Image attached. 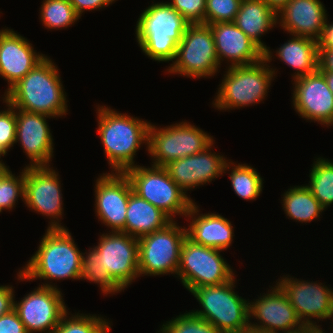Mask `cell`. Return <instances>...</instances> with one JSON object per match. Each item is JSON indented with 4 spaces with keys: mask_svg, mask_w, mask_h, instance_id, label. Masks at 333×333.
Returning a JSON list of instances; mask_svg holds the SVG:
<instances>
[{
    "mask_svg": "<svg viewBox=\"0 0 333 333\" xmlns=\"http://www.w3.org/2000/svg\"><path fill=\"white\" fill-rule=\"evenodd\" d=\"M58 70L50 57L46 56L6 92V102L15 109L52 118L66 115L67 95Z\"/></svg>",
    "mask_w": 333,
    "mask_h": 333,
    "instance_id": "cell-1",
    "label": "cell"
},
{
    "mask_svg": "<svg viewBox=\"0 0 333 333\" xmlns=\"http://www.w3.org/2000/svg\"><path fill=\"white\" fill-rule=\"evenodd\" d=\"M97 132L111 172L124 173L136 166L134 158L142 144L148 145L150 122L119 113L106 106L97 107Z\"/></svg>",
    "mask_w": 333,
    "mask_h": 333,
    "instance_id": "cell-2",
    "label": "cell"
},
{
    "mask_svg": "<svg viewBox=\"0 0 333 333\" xmlns=\"http://www.w3.org/2000/svg\"><path fill=\"white\" fill-rule=\"evenodd\" d=\"M74 242L67 228L47 229L35 254L17 273V279L80 280L83 252Z\"/></svg>",
    "mask_w": 333,
    "mask_h": 333,
    "instance_id": "cell-3",
    "label": "cell"
},
{
    "mask_svg": "<svg viewBox=\"0 0 333 333\" xmlns=\"http://www.w3.org/2000/svg\"><path fill=\"white\" fill-rule=\"evenodd\" d=\"M188 25L168 2L153 3L138 18L135 27L138 45L151 60L173 61Z\"/></svg>",
    "mask_w": 333,
    "mask_h": 333,
    "instance_id": "cell-4",
    "label": "cell"
},
{
    "mask_svg": "<svg viewBox=\"0 0 333 333\" xmlns=\"http://www.w3.org/2000/svg\"><path fill=\"white\" fill-rule=\"evenodd\" d=\"M273 53L268 47L264 58L259 62L228 67L222 83L219 85L217 96L212 103L218 110H232L244 106L260 104L267 96L275 68H270Z\"/></svg>",
    "mask_w": 333,
    "mask_h": 333,
    "instance_id": "cell-5",
    "label": "cell"
},
{
    "mask_svg": "<svg viewBox=\"0 0 333 333\" xmlns=\"http://www.w3.org/2000/svg\"><path fill=\"white\" fill-rule=\"evenodd\" d=\"M235 276L220 285L201 286L191 293L203 309L191 311L222 333H240L249 326V301L235 292Z\"/></svg>",
    "mask_w": 333,
    "mask_h": 333,
    "instance_id": "cell-6",
    "label": "cell"
},
{
    "mask_svg": "<svg viewBox=\"0 0 333 333\" xmlns=\"http://www.w3.org/2000/svg\"><path fill=\"white\" fill-rule=\"evenodd\" d=\"M133 192L162 210L173 221L177 214L186 215L194 201L170 178L165 167L136 165L127 169Z\"/></svg>",
    "mask_w": 333,
    "mask_h": 333,
    "instance_id": "cell-7",
    "label": "cell"
},
{
    "mask_svg": "<svg viewBox=\"0 0 333 333\" xmlns=\"http://www.w3.org/2000/svg\"><path fill=\"white\" fill-rule=\"evenodd\" d=\"M215 140L190 122L165 127L150 124L147 151L154 160L151 165L165 167L177 159L204 151Z\"/></svg>",
    "mask_w": 333,
    "mask_h": 333,
    "instance_id": "cell-8",
    "label": "cell"
},
{
    "mask_svg": "<svg viewBox=\"0 0 333 333\" xmlns=\"http://www.w3.org/2000/svg\"><path fill=\"white\" fill-rule=\"evenodd\" d=\"M168 73L189 78L214 76L220 68L215 51L214 37L209 25L189 24L178 43Z\"/></svg>",
    "mask_w": 333,
    "mask_h": 333,
    "instance_id": "cell-9",
    "label": "cell"
},
{
    "mask_svg": "<svg viewBox=\"0 0 333 333\" xmlns=\"http://www.w3.org/2000/svg\"><path fill=\"white\" fill-rule=\"evenodd\" d=\"M221 251L185 238L180 250L177 277L189 292L196 287L226 283L235 276L230 265L220 255Z\"/></svg>",
    "mask_w": 333,
    "mask_h": 333,
    "instance_id": "cell-10",
    "label": "cell"
},
{
    "mask_svg": "<svg viewBox=\"0 0 333 333\" xmlns=\"http://www.w3.org/2000/svg\"><path fill=\"white\" fill-rule=\"evenodd\" d=\"M177 224L174 220L138 239L139 276L177 275L180 250L187 237L186 228Z\"/></svg>",
    "mask_w": 333,
    "mask_h": 333,
    "instance_id": "cell-11",
    "label": "cell"
},
{
    "mask_svg": "<svg viewBox=\"0 0 333 333\" xmlns=\"http://www.w3.org/2000/svg\"><path fill=\"white\" fill-rule=\"evenodd\" d=\"M21 299L17 302L14 297L13 309L28 333H53L62 316L68 311L62 292L49 282L39 284V287Z\"/></svg>",
    "mask_w": 333,
    "mask_h": 333,
    "instance_id": "cell-12",
    "label": "cell"
},
{
    "mask_svg": "<svg viewBox=\"0 0 333 333\" xmlns=\"http://www.w3.org/2000/svg\"><path fill=\"white\" fill-rule=\"evenodd\" d=\"M59 174L53 167H25L24 202L38 214L49 217L47 229H65L59 223L63 216V201Z\"/></svg>",
    "mask_w": 333,
    "mask_h": 333,
    "instance_id": "cell-13",
    "label": "cell"
},
{
    "mask_svg": "<svg viewBox=\"0 0 333 333\" xmlns=\"http://www.w3.org/2000/svg\"><path fill=\"white\" fill-rule=\"evenodd\" d=\"M278 280L276 284L287 296L303 325L320 326L317 325L318 321L333 318V288L330 289L317 281H300L289 275H283ZM314 319H317V322Z\"/></svg>",
    "mask_w": 333,
    "mask_h": 333,
    "instance_id": "cell-14",
    "label": "cell"
},
{
    "mask_svg": "<svg viewBox=\"0 0 333 333\" xmlns=\"http://www.w3.org/2000/svg\"><path fill=\"white\" fill-rule=\"evenodd\" d=\"M102 269L124 290L139 277L138 239L123 232L104 233L98 245Z\"/></svg>",
    "mask_w": 333,
    "mask_h": 333,
    "instance_id": "cell-15",
    "label": "cell"
},
{
    "mask_svg": "<svg viewBox=\"0 0 333 333\" xmlns=\"http://www.w3.org/2000/svg\"><path fill=\"white\" fill-rule=\"evenodd\" d=\"M95 213L111 232L125 228L129 195L133 191L125 173H103L95 182Z\"/></svg>",
    "mask_w": 333,
    "mask_h": 333,
    "instance_id": "cell-16",
    "label": "cell"
},
{
    "mask_svg": "<svg viewBox=\"0 0 333 333\" xmlns=\"http://www.w3.org/2000/svg\"><path fill=\"white\" fill-rule=\"evenodd\" d=\"M293 84L292 102L299 116L330 126L333 123V93L323 74L316 70L295 78Z\"/></svg>",
    "mask_w": 333,
    "mask_h": 333,
    "instance_id": "cell-17",
    "label": "cell"
},
{
    "mask_svg": "<svg viewBox=\"0 0 333 333\" xmlns=\"http://www.w3.org/2000/svg\"><path fill=\"white\" fill-rule=\"evenodd\" d=\"M251 318L258 323L249 321V326L266 333L289 332L304 326L277 284L254 302L249 301V320Z\"/></svg>",
    "mask_w": 333,
    "mask_h": 333,
    "instance_id": "cell-18",
    "label": "cell"
},
{
    "mask_svg": "<svg viewBox=\"0 0 333 333\" xmlns=\"http://www.w3.org/2000/svg\"><path fill=\"white\" fill-rule=\"evenodd\" d=\"M47 118L51 116L16 109V143L30 159L31 167L50 166L53 138Z\"/></svg>",
    "mask_w": 333,
    "mask_h": 333,
    "instance_id": "cell-19",
    "label": "cell"
},
{
    "mask_svg": "<svg viewBox=\"0 0 333 333\" xmlns=\"http://www.w3.org/2000/svg\"><path fill=\"white\" fill-rule=\"evenodd\" d=\"M213 144L214 142L202 152L177 159L165 166L170 178L185 193L223 175L228 160L224 155L211 152Z\"/></svg>",
    "mask_w": 333,
    "mask_h": 333,
    "instance_id": "cell-20",
    "label": "cell"
},
{
    "mask_svg": "<svg viewBox=\"0 0 333 333\" xmlns=\"http://www.w3.org/2000/svg\"><path fill=\"white\" fill-rule=\"evenodd\" d=\"M45 57L13 29L0 30V76L8 82L5 93Z\"/></svg>",
    "mask_w": 333,
    "mask_h": 333,
    "instance_id": "cell-21",
    "label": "cell"
},
{
    "mask_svg": "<svg viewBox=\"0 0 333 333\" xmlns=\"http://www.w3.org/2000/svg\"><path fill=\"white\" fill-rule=\"evenodd\" d=\"M219 65L230 62L229 67L248 65L264 58V51L251 40L234 22L209 24Z\"/></svg>",
    "mask_w": 333,
    "mask_h": 333,
    "instance_id": "cell-22",
    "label": "cell"
},
{
    "mask_svg": "<svg viewBox=\"0 0 333 333\" xmlns=\"http://www.w3.org/2000/svg\"><path fill=\"white\" fill-rule=\"evenodd\" d=\"M326 12L320 0H289L277 13L278 24L292 36L318 41L328 19Z\"/></svg>",
    "mask_w": 333,
    "mask_h": 333,
    "instance_id": "cell-23",
    "label": "cell"
},
{
    "mask_svg": "<svg viewBox=\"0 0 333 333\" xmlns=\"http://www.w3.org/2000/svg\"><path fill=\"white\" fill-rule=\"evenodd\" d=\"M197 204L194 202L185 215L191 218L189 228H186L187 237L194 243L227 250L233 242L234 230L231 222L216 213L199 214Z\"/></svg>",
    "mask_w": 333,
    "mask_h": 333,
    "instance_id": "cell-24",
    "label": "cell"
},
{
    "mask_svg": "<svg viewBox=\"0 0 333 333\" xmlns=\"http://www.w3.org/2000/svg\"><path fill=\"white\" fill-rule=\"evenodd\" d=\"M173 220L133 191L129 195L123 233L137 239L166 227Z\"/></svg>",
    "mask_w": 333,
    "mask_h": 333,
    "instance_id": "cell-25",
    "label": "cell"
},
{
    "mask_svg": "<svg viewBox=\"0 0 333 333\" xmlns=\"http://www.w3.org/2000/svg\"><path fill=\"white\" fill-rule=\"evenodd\" d=\"M234 23L265 51L268 47L261 41V36L278 24V18L263 0H242Z\"/></svg>",
    "mask_w": 333,
    "mask_h": 333,
    "instance_id": "cell-26",
    "label": "cell"
},
{
    "mask_svg": "<svg viewBox=\"0 0 333 333\" xmlns=\"http://www.w3.org/2000/svg\"><path fill=\"white\" fill-rule=\"evenodd\" d=\"M287 41L275 52L280 61L295 69L293 79L318 70L320 54L317 40L293 35Z\"/></svg>",
    "mask_w": 333,
    "mask_h": 333,
    "instance_id": "cell-27",
    "label": "cell"
},
{
    "mask_svg": "<svg viewBox=\"0 0 333 333\" xmlns=\"http://www.w3.org/2000/svg\"><path fill=\"white\" fill-rule=\"evenodd\" d=\"M282 199L285 214L297 222L309 223L319 219L325 210L306 185L289 188Z\"/></svg>",
    "mask_w": 333,
    "mask_h": 333,
    "instance_id": "cell-28",
    "label": "cell"
},
{
    "mask_svg": "<svg viewBox=\"0 0 333 333\" xmlns=\"http://www.w3.org/2000/svg\"><path fill=\"white\" fill-rule=\"evenodd\" d=\"M232 165V166H231ZM232 168L229 178L235 194L244 200H255L263 189V178L255 168L246 164H235L229 160L224 167V173Z\"/></svg>",
    "mask_w": 333,
    "mask_h": 333,
    "instance_id": "cell-29",
    "label": "cell"
},
{
    "mask_svg": "<svg viewBox=\"0 0 333 333\" xmlns=\"http://www.w3.org/2000/svg\"><path fill=\"white\" fill-rule=\"evenodd\" d=\"M316 159L311 166L310 181L306 186L326 210L333 203V162L323 157Z\"/></svg>",
    "mask_w": 333,
    "mask_h": 333,
    "instance_id": "cell-30",
    "label": "cell"
},
{
    "mask_svg": "<svg viewBox=\"0 0 333 333\" xmlns=\"http://www.w3.org/2000/svg\"><path fill=\"white\" fill-rule=\"evenodd\" d=\"M86 254V255H85ZM80 279L97 283L106 296L121 292L123 289L111 278L108 271L102 269L96 248H90L82 255Z\"/></svg>",
    "mask_w": 333,
    "mask_h": 333,
    "instance_id": "cell-31",
    "label": "cell"
},
{
    "mask_svg": "<svg viewBox=\"0 0 333 333\" xmlns=\"http://www.w3.org/2000/svg\"><path fill=\"white\" fill-rule=\"evenodd\" d=\"M41 22L48 29H62L73 25L80 18L70 0H43Z\"/></svg>",
    "mask_w": 333,
    "mask_h": 333,
    "instance_id": "cell-32",
    "label": "cell"
},
{
    "mask_svg": "<svg viewBox=\"0 0 333 333\" xmlns=\"http://www.w3.org/2000/svg\"><path fill=\"white\" fill-rule=\"evenodd\" d=\"M68 315L70 314L67 311L53 333H109L111 330L110 322L96 314Z\"/></svg>",
    "mask_w": 333,
    "mask_h": 333,
    "instance_id": "cell-33",
    "label": "cell"
},
{
    "mask_svg": "<svg viewBox=\"0 0 333 333\" xmlns=\"http://www.w3.org/2000/svg\"><path fill=\"white\" fill-rule=\"evenodd\" d=\"M160 333H222L214 325L207 322L205 319L187 312L176 316V318L166 321Z\"/></svg>",
    "mask_w": 333,
    "mask_h": 333,
    "instance_id": "cell-34",
    "label": "cell"
},
{
    "mask_svg": "<svg viewBox=\"0 0 333 333\" xmlns=\"http://www.w3.org/2000/svg\"><path fill=\"white\" fill-rule=\"evenodd\" d=\"M24 191L25 167L17 177L10 171L0 182V213L15 207L18 197L24 202Z\"/></svg>",
    "mask_w": 333,
    "mask_h": 333,
    "instance_id": "cell-35",
    "label": "cell"
},
{
    "mask_svg": "<svg viewBox=\"0 0 333 333\" xmlns=\"http://www.w3.org/2000/svg\"><path fill=\"white\" fill-rule=\"evenodd\" d=\"M242 0H206L205 25L234 22Z\"/></svg>",
    "mask_w": 333,
    "mask_h": 333,
    "instance_id": "cell-36",
    "label": "cell"
},
{
    "mask_svg": "<svg viewBox=\"0 0 333 333\" xmlns=\"http://www.w3.org/2000/svg\"><path fill=\"white\" fill-rule=\"evenodd\" d=\"M3 96V103L8 108L0 110V154L5 156L16 143V109L6 102V93Z\"/></svg>",
    "mask_w": 333,
    "mask_h": 333,
    "instance_id": "cell-37",
    "label": "cell"
},
{
    "mask_svg": "<svg viewBox=\"0 0 333 333\" xmlns=\"http://www.w3.org/2000/svg\"><path fill=\"white\" fill-rule=\"evenodd\" d=\"M168 4L189 24H205L206 0H172Z\"/></svg>",
    "mask_w": 333,
    "mask_h": 333,
    "instance_id": "cell-38",
    "label": "cell"
},
{
    "mask_svg": "<svg viewBox=\"0 0 333 333\" xmlns=\"http://www.w3.org/2000/svg\"><path fill=\"white\" fill-rule=\"evenodd\" d=\"M0 333H28L17 312L12 309L0 316Z\"/></svg>",
    "mask_w": 333,
    "mask_h": 333,
    "instance_id": "cell-39",
    "label": "cell"
},
{
    "mask_svg": "<svg viewBox=\"0 0 333 333\" xmlns=\"http://www.w3.org/2000/svg\"><path fill=\"white\" fill-rule=\"evenodd\" d=\"M114 2L115 0H70V3L79 17H81L85 10L91 11L102 9L104 6L107 7Z\"/></svg>",
    "mask_w": 333,
    "mask_h": 333,
    "instance_id": "cell-40",
    "label": "cell"
},
{
    "mask_svg": "<svg viewBox=\"0 0 333 333\" xmlns=\"http://www.w3.org/2000/svg\"><path fill=\"white\" fill-rule=\"evenodd\" d=\"M14 297L12 285L0 286V316L9 313L14 308Z\"/></svg>",
    "mask_w": 333,
    "mask_h": 333,
    "instance_id": "cell-41",
    "label": "cell"
},
{
    "mask_svg": "<svg viewBox=\"0 0 333 333\" xmlns=\"http://www.w3.org/2000/svg\"><path fill=\"white\" fill-rule=\"evenodd\" d=\"M326 19L325 27L323 28L322 36L318 40L319 50H333V23L327 22Z\"/></svg>",
    "mask_w": 333,
    "mask_h": 333,
    "instance_id": "cell-42",
    "label": "cell"
},
{
    "mask_svg": "<svg viewBox=\"0 0 333 333\" xmlns=\"http://www.w3.org/2000/svg\"><path fill=\"white\" fill-rule=\"evenodd\" d=\"M319 71L333 72V50H319Z\"/></svg>",
    "mask_w": 333,
    "mask_h": 333,
    "instance_id": "cell-43",
    "label": "cell"
},
{
    "mask_svg": "<svg viewBox=\"0 0 333 333\" xmlns=\"http://www.w3.org/2000/svg\"><path fill=\"white\" fill-rule=\"evenodd\" d=\"M268 6H270L276 13H278L289 0H263Z\"/></svg>",
    "mask_w": 333,
    "mask_h": 333,
    "instance_id": "cell-44",
    "label": "cell"
},
{
    "mask_svg": "<svg viewBox=\"0 0 333 333\" xmlns=\"http://www.w3.org/2000/svg\"><path fill=\"white\" fill-rule=\"evenodd\" d=\"M320 72L323 74L327 82V85L329 87V90L333 93V72L331 71H320Z\"/></svg>",
    "mask_w": 333,
    "mask_h": 333,
    "instance_id": "cell-45",
    "label": "cell"
},
{
    "mask_svg": "<svg viewBox=\"0 0 333 333\" xmlns=\"http://www.w3.org/2000/svg\"><path fill=\"white\" fill-rule=\"evenodd\" d=\"M8 166H6L4 163L0 165V182L2 179L10 172Z\"/></svg>",
    "mask_w": 333,
    "mask_h": 333,
    "instance_id": "cell-46",
    "label": "cell"
},
{
    "mask_svg": "<svg viewBox=\"0 0 333 333\" xmlns=\"http://www.w3.org/2000/svg\"><path fill=\"white\" fill-rule=\"evenodd\" d=\"M320 326H306V333H326Z\"/></svg>",
    "mask_w": 333,
    "mask_h": 333,
    "instance_id": "cell-47",
    "label": "cell"
},
{
    "mask_svg": "<svg viewBox=\"0 0 333 333\" xmlns=\"http://www.w3.org/2000/svg\"><path fill=\"white\" fill-rule=\"evenodd\" d=\"M240 333H266L264 331H259L256 329H253L251 327H248L247 329H244L243 331H241Z\"/></svg>",
    "mask_w": 333,
    "mask_h": 333,
    "instance_id": "cell-48",
    "label": "cell"
},
{
    "mask_svg": "<svg viewBox=\"0 0 333 333\" xmlns=\"http://www.w3.org/2000/svg\"><path fill=\"white\" fill-rule=\"evenodd\" d=\"M277 333H279V332H277ZM280 333H306V325H304L302 328L294 330V331L280 332Z\"/></svg>",
    "mask_w": 333,
    "mask_h": 333,
    "instance_id": "cell-49",
    "label": "cell"
},
{
    "mask_svg": "<svg viewBox=\"0 0 333 333\" xmlns=\"http://www.w3.org/2000/svg\"><path fill=\"white\" fill-rule=\"evenodd\" d=\"M2 157V155L0 154V158ZM2 163H4V162H2V160H0V165L2 164Z\"/></svg>",
    "mask_w": 333,
    "mask_h": 333,
    "instance_id": "cell-50",
    "label": "cell"
}]
</instances>
